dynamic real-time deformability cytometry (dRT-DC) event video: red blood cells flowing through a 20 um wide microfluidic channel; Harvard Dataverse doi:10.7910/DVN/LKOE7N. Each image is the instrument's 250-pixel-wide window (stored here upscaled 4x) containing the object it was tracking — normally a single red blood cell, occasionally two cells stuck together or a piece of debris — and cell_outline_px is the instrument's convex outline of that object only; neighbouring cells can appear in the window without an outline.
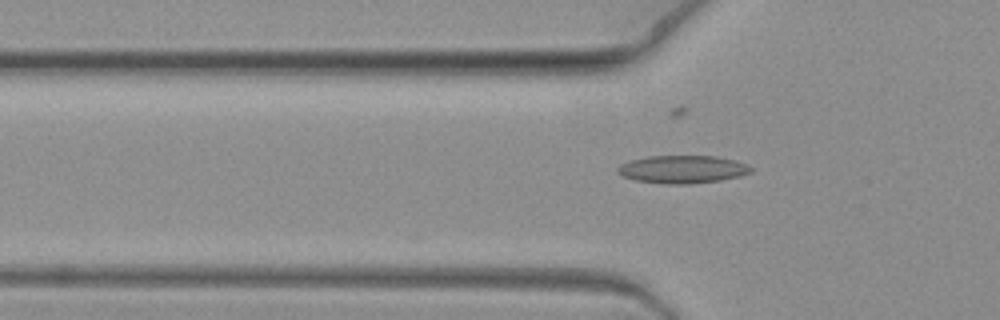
{"species": "common noctule bat (a hibernating species)", "species_latin": "Nyctalus noctula", "temperature_condition": "warm", "stored_images_in_passage": 9, "camera_frame_rate_fps": 3000, "um_per_image_px": 0.085, "animal": {"sex": "female", "body_mass_g": 19.3, "forearm_length_mm": 54.1}, "frame": {"image": 1, "passage_image": 2, "time_ms": 0.333, "image_size_px": [1000, 320], "cell_outline_px": [[752, 172], [740, 176], [720, 180], [688, 184], [664, 184], [636, 180], [624, 176], [616, 172], [616, 168], [620, 164], [632, 160], [648, 156], [716, 156], [748, 164], [752, 168]], "centroid_in_image_um": [58.01, 14.39], "position_along_channel_um": 67.8, "area_um2": 21.56}}
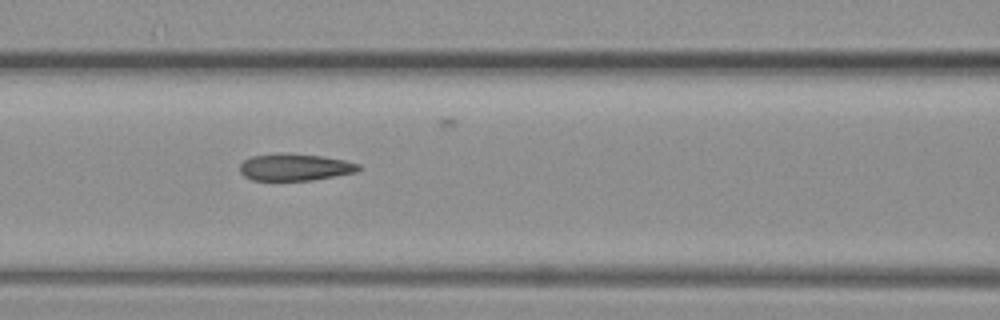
{"frame": {"image": 2, "passage_image": 4, "time_ms": 1.0, "image_size_px": [1000, 320], "cell_outline_px": [[360, 168], [356, 172], [312, 180], [252, 180], [244, 176], [240, 172], [240, 164], [244, 160], [252, 156], [280, 152], [284, 152], [324, 156], [344, 160], [360, 164]], "centroid_in_image_um": [25.05, 14.19], "position_along_channel_um": 141.6, "area_um2": 18.79}}
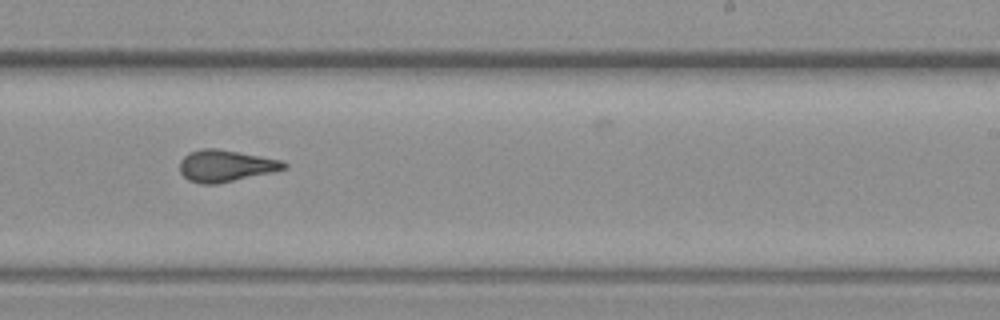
{"frame": {"image": 3, "passage_image": 8, "time_ms": 2.333, "image_size_px": [1000, 320], "cell_outline_px": [[288, 168], [272, 172], [216, 184], [200, 184], [188, 180], [180, 172], [180, 160], [188, 152], [200, 148], [216, 148], [260, 156], [280, 160], [288, 164]], "centroid_in_image_um": [19.15, 14.09], "position_along_channel_um": 269.9, "area_um2": 19.25}}